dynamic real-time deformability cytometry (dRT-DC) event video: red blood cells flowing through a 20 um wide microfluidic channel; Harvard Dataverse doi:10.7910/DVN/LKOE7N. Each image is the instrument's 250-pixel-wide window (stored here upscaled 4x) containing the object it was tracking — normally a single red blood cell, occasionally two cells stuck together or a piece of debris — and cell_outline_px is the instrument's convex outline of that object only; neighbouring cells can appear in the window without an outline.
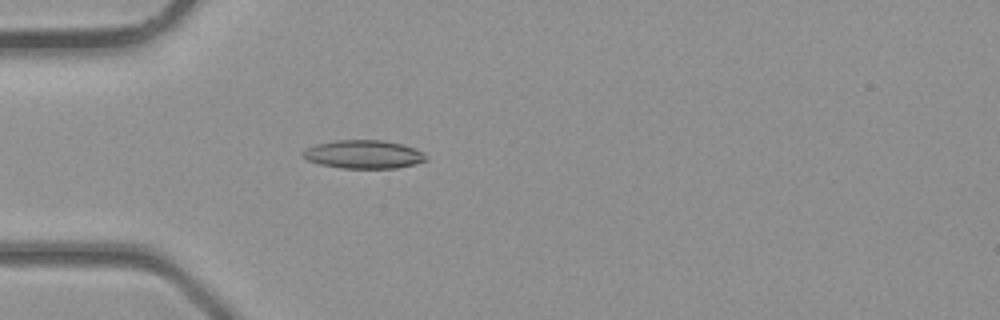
{"species": "common noctule bat (a hibernating species)", "species_latin": "Nyctalus noctula", "temperature_condition": "room temperature", "stored_images_in_passage": 38, "camera_frame_rate_fps": 3000, "um_per_image_px": 0.085, "animal": {"sex": "male", "body_mass_g": 23.1, "forearm_length_mm": 52.7}, "frame": {"image": 1, "passage_image": 11, "time_ms": 3.333, "image_size_px": [1000, 320], "cell_outline_px": [[428, 160], [416, 164], [396, 168], [340, 168], [320, 164], [304, 160], [300, 156], [300, 152], [304, 148], [316, 144], [336, 140], [384, 140], [404, 144], [416, 148], [424, 152], [428, 156]], "centroid_in_image_um": [30.89, 13.11], "position_along_channel_um": 54.1, "area_um2": 20.92}}
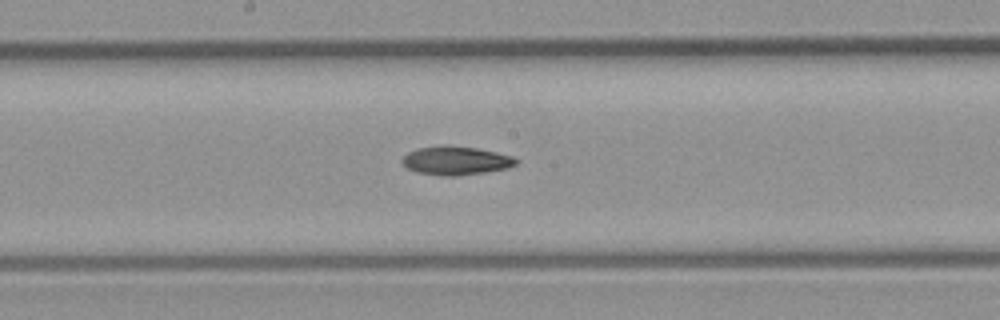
{"frame": {"image": 2, "passage_image": 20, "time_ms": 6.333, "image_size_px": [1000, 320], "cell_outline_px": [[520, 160], [516, 164], [508, 168], [484, 172], [456, 176], [448, 176], [416, 172], [408, 168], [400, 160], [408, 152], [416, 148], [444, 144], [476, 148], [496, 152], [512, 156]], "centroid_in_image_um": [38.74, 13.63], "position_along_channel_um": 209.5, "area_um2": 19.07}}
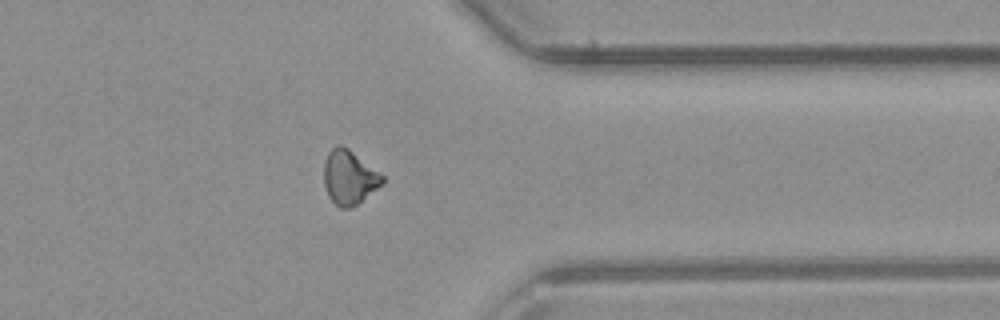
{"frame": {"image": 3, "passage_image": 30, "time_ms": 9.667, "image_size_px": [1000, 320], "cell_outline_px": [[384, 184], [356, 204], [348, 208], [340, 208], [328, 196], [324, 184], [324, 164], [328, 152], [336, 144], [340, 144], [348, 148], [384, 176]], "centroid_in_image_um": [29.68, 15.06], "position_along_channel_um": 381.7, "area_um2": 18.32}}